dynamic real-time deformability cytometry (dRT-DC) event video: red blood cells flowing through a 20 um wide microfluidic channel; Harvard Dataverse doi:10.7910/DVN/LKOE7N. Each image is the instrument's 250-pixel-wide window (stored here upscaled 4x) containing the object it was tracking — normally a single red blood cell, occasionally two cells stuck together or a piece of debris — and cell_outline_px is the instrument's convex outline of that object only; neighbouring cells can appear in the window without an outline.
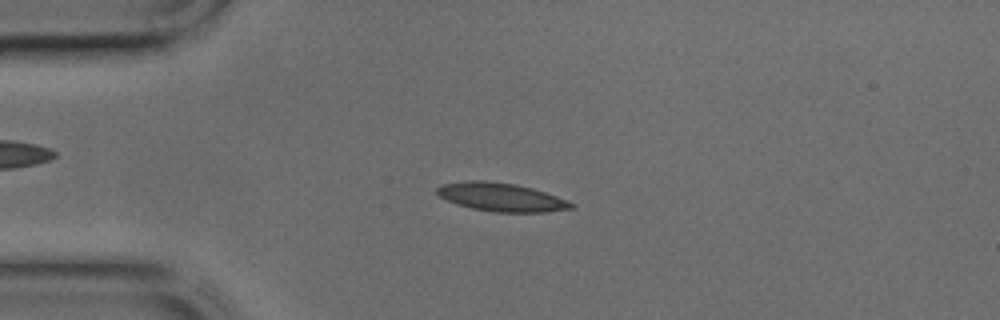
{"species": "common noctule bat (a hibernating species)", "species_latin": "Nyctalus noctula", "temperature_condition": "cold", "stored_images_in_passage": 15, "camera_frame_rate_fps": 3000, "um_per_image_px": 0.085, "animal": {"sex": "male", "body_mass_g": 17.9, "forearm_length_mm": 54.2}, "frame": {"image": 1, "passage_image": 10, "time_ms": 3.0, "image_size_px": [1000, 320], "cell_outline_px": [[576, 208], [544, 212], [496, 212], [472, 208], [456, 204], [440, 196], [436, 192], [436, 188], [440, 184], [468, 180], [488, 180], [516, 184], [532, 188], [556, 196], [576, 204]], "centroid_in_image_um": [42.6, 16.75], "position_along_channel_um": 42.4, "area_um2": 22.31}}